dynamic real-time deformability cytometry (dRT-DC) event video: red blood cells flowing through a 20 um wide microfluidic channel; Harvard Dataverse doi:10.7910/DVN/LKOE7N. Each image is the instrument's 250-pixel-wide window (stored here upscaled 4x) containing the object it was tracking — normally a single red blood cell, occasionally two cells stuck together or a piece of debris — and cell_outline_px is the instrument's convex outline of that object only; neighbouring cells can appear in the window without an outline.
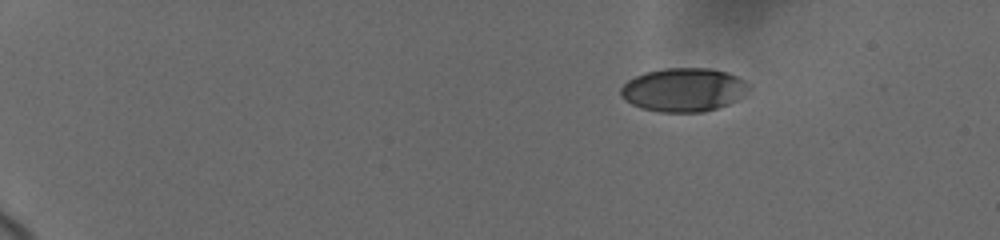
{"species": "human", "species_latin": "Homo sapiens", "temperature_condition": "cold", "stored_images_in_passage": 13, "camera_frame_rate_fps": 3000, "um_per_image_px": 0.085, "donor": {"sex": "female"}, "frame": {"image": 1, "passage_image": 1, "time_ms": 0.0, "image_size_px": [1000, 240], "cell_outline_px": [[752, 84], [736, 100], [728, 104], [704, 112], [660, 112], [640, 108], [624, 100], [620, 96], [620, 88], [628, 80], [644, 72], [664, 68], [712, 68], [728, 72]], "centroid_in_image_um": [58.08, 7.62], "position_along_channel_um": 26.9, "area_um2": 32.66}}
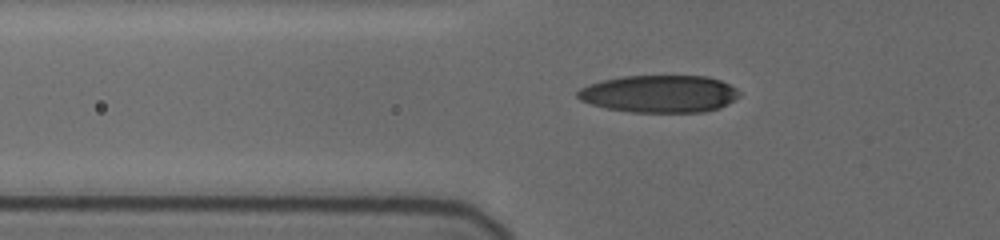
{"frame": {"image": 2, "passage_image": 10, "time_ms": 4.333, "image_size_px": [1000, 240], "cell_outline_px": [[740, 96], [728, 104], [720, 108], [704, 112], [632, 112], [608, 108], [592, 104], [580, 100], [576, 96], [576, 92], [580, 88], [588, 84], [600, 80], [624, 76], [708, 76], [720, 80], [736, 88], [740, 92]], "centroid_in_image_um": [56.06, 7.97], "position_along_channel_um": 69.7, "area_um2": 35.37}}
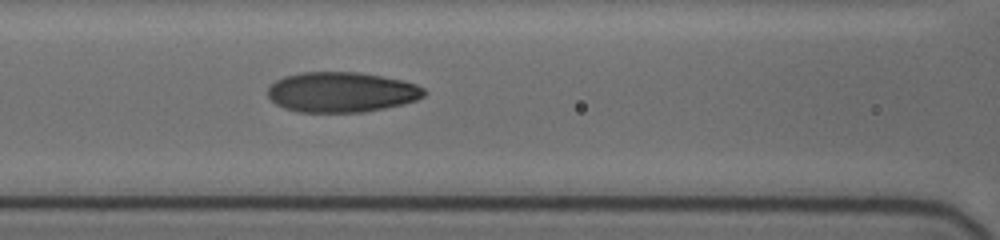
{"frame": {"image": 3, "passage_image": 13, "time_ms": 6.333, "image_size_px": [1000, 240], "cell_outline_px": [[428, 92], [424, 96], [416, 100], [384, 108], [364, 112], [296, 112], [284, 108], [276, 104], [268, 96], [268, 88], [276, 80], [284, 76], [300, 72], [356, 72], [404, 80], [416, 84], [424, 88]], "centroid_in_image_um": [29.02, 7.83], "position_along_channel_um": 137.6, "area_um2": 36.7}}